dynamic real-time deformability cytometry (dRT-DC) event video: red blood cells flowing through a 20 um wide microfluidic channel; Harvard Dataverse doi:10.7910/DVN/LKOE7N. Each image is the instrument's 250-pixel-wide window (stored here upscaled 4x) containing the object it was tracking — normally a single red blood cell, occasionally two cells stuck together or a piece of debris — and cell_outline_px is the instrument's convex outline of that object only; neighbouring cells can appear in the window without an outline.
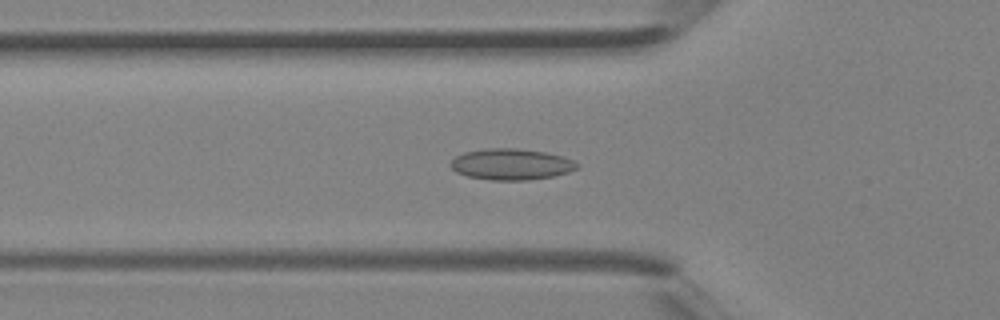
{"species": "Egyptian fruit bat (a non-hibernating species)", "species_latin": "Rousettus aegyptiacus", "temperature_condition": "room temperature", "stored_images_in_passage": 29, "camera_frame_rate_fps": 3000, "um_per_image_px": 0.085, "animal": {"sex": "female"}, "frame": {"image": 1, "passage_image": 2, "time_ms": 0.333, "image_size_px": [1000, 320], "cell_outline_px": [[580, 168], [568, 172], [552, 176], [528, 180], [492, 180], [468, 176], [456, 172], [448, 164], [456, 156], [464, 152], [484, 148], [520, 148], [544, 152], [564, 156], [580, 164]], "centroid_in_image_um": [43.46, 13.95], "position_along_channel_um": 82.3, "area_um2": 23.12}}
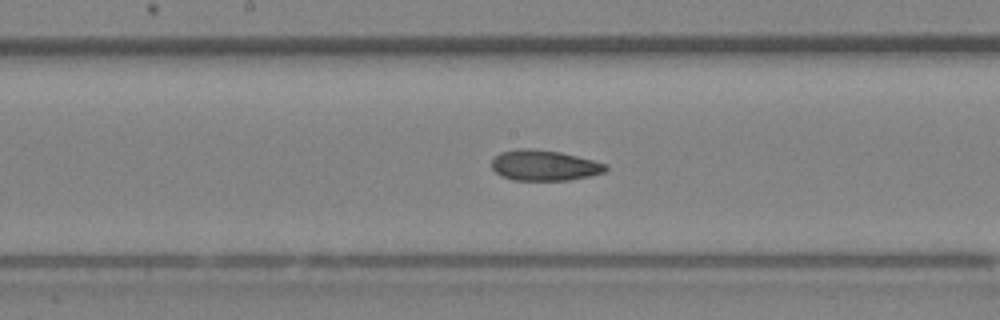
{"frame": {"image": 2, "passage_image": 9, "time_ms": 2.667, "image_size_px": [1000, 320], "cell_outline_px": [[608, 168], [604, 172], [592, 176], [568, 180], [512, 180], [500, 176], [492, 168], [492, 160], [500, 152], [516, 148], [532, 148], [560, 152], [608, 164]], "centroid_in_image_um": [46.25, 14.06], "position_along_channel_um": 201.9, "area_um2": 20.46}}
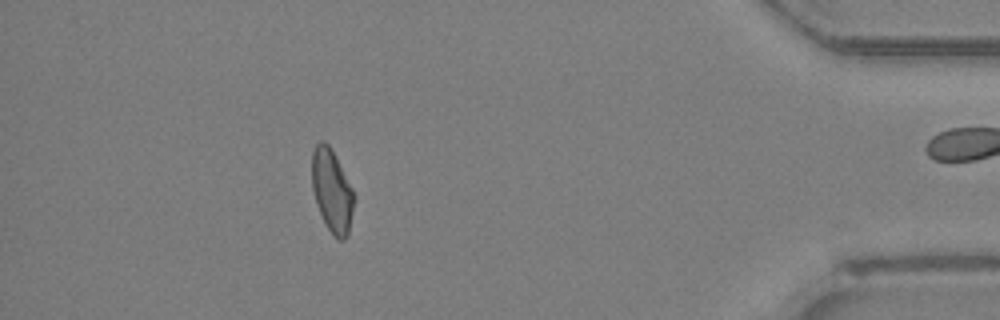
{"frame": {"image": 3, "passage_image": 24, "time_ms": 7.667, "image_size_px": [1000, 320], "cell_outline_px": [[356, 200], [348, 236], [344, 240], [340, 240], [332, 236], [316, 204], [312, 188], [312, 152], [316, 144], [320, 140], [324, 140], [328, 144], [352, 188], [356, 196]], "centroid_in_image_um": [28.23, 16.26], "position_along_channel_um": 407.0, "area_um2": 20.4}}